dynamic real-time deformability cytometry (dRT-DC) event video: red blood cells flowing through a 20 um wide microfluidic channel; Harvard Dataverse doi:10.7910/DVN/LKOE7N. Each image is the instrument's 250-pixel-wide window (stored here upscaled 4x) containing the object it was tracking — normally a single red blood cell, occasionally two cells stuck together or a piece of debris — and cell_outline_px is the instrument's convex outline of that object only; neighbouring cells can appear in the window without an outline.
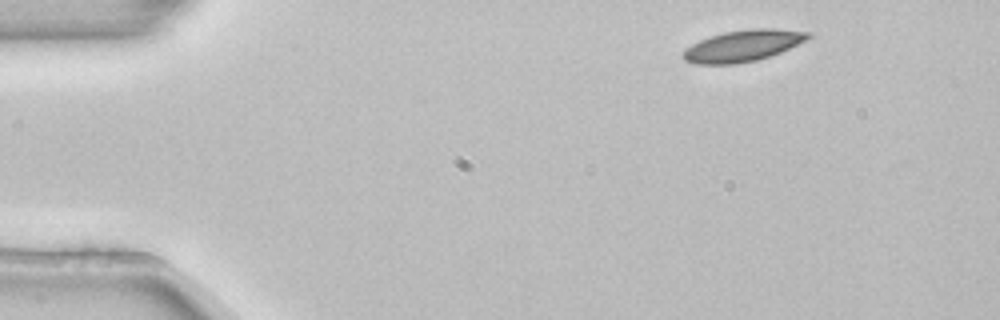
{"species": "common noctule bat (a hibernating species)", "species_latin": "Nyctalus noctula", "temperature_condition": "room temperature", "stored_images_in_passage": 3, "camera_frame_rate_fps": 3000, "um_per_image_px": 0.085, "animal": {"sex": "female", "body_mass_g": 22.7, "forearm_length_mm": 54.2}, "frame": {"image": 1, "passage_image": 1, "time_ms": 0.0, "image_size_px": [1000, 320], "cell_outline_px": [[808, 36], [804, 40], [780, 52], [756, 60], [736, 64], [696, 64], [684, 60], [680, 56], [684, 48], [700, 40], [724, 32], [752, 28], [772, 28], [808, 32]], "centroid_in_image_um": [63.04, 3.9], "position_along_channel_um": 22.0, "area_um2": 22.54}}